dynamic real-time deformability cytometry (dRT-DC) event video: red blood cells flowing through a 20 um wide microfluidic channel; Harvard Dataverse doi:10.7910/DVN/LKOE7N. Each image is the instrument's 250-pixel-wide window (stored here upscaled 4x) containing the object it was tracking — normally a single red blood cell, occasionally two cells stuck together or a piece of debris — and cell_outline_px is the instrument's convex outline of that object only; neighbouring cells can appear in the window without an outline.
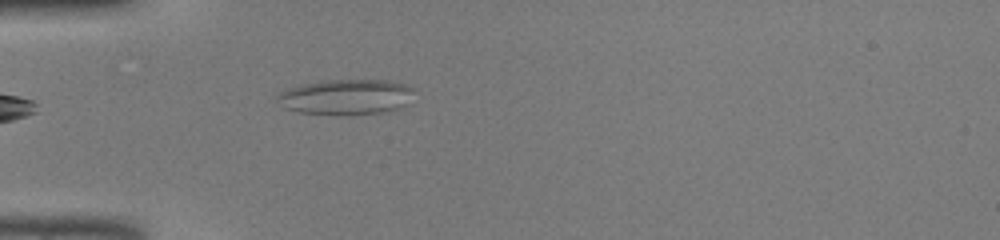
{"species": "common noctule bat (a hibernating species)", "species_latin": "Nyctalus noctula", "temperature_condition": "warm", "stored_images_in_passage": 4, "camera_frame_rate_fps": 3000, "um_per_image_px": 0.085, "animal": {"sex": "male", "body_mass_g": 19.0, "forearm_length_mm": 50.8}, "frame": {"image": 1, "passage_image": 1, "time_ms": 0.0, "image_size_px": [1000, 240], "cell_outline_px": [[416, 88], [404, 104], [400, 108], [388, 112], [340, 116], [332, 116], [296, 112], [284, 108], [276, 100], [276, 96], [280, 92], [288, 88], [300, 84], [324, 80], [388, 80], [408, 84]], "centroid_in_image_um": [29.38, 8.26], "position_along_channel_um": 55.6, "area_um2": 28.96}}